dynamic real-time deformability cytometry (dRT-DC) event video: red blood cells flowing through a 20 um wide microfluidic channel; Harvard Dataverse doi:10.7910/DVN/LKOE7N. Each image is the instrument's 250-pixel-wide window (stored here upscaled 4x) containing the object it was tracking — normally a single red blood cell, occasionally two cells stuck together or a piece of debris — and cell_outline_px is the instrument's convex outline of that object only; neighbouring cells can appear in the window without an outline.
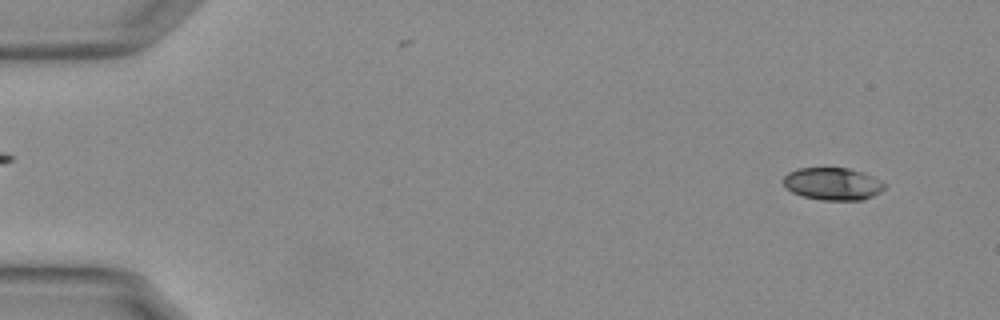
{"species": "Egyptian fruit bat (a non-hibernating species)", "species_latin": "Rousettus aegyptiacus", "temperature_condition": "warm", "stored_images_in_passage": 56, "segment_of_instrument_passage": [1, 2], "camera_frame_rate_fps": 3000, "um_per_image_px": 0.085, "animal": {"sex": "female"}, "frame": {"image": 1, "passage_image": 4, "time_ms": 1.0, "image_size_px": [1000, 320], "cell_outline_px": [[884, 188], [880, 192], [872, 196], [860, 200], [824, 200], [804, 196], [792, 192], [784, 184], [784, 176], [788, 172], [796, 168], [848, 168], [872, 176], [880, 180], [884, 184]], "centroid_in_image_um": [70.76, 15.62], "position_along_channel_um": 14.2, "area_um2": 18.84}}
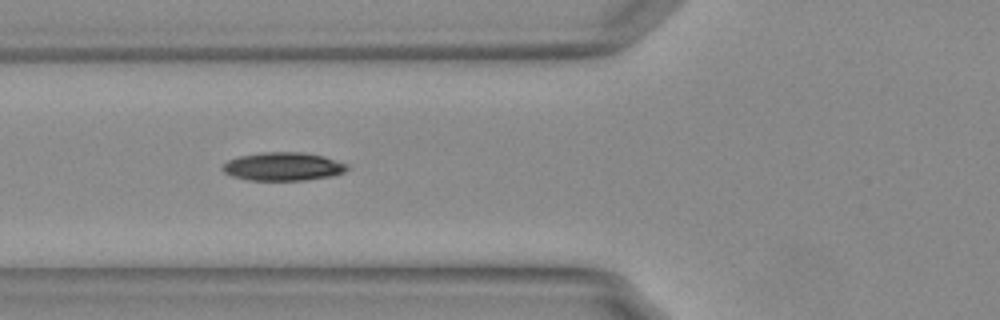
{"frame": {"image": 2, "passage_image": 21, "time_ms": 6.667, "image_size_px": [1000, 320], "cell_outline_px": [[348, 168], [344, 172], [332, 176], [304, 180], [248, 180], [232, 176], [224, 172], [220, 168], [228, 160], [240, 156], [260, 152], [300, 152], [324, 156], [348, 164]], "centroid_in_image_um": [24.05, 14.15], "position_along_channel_um": 101.7, "area_um2": 20.58}}
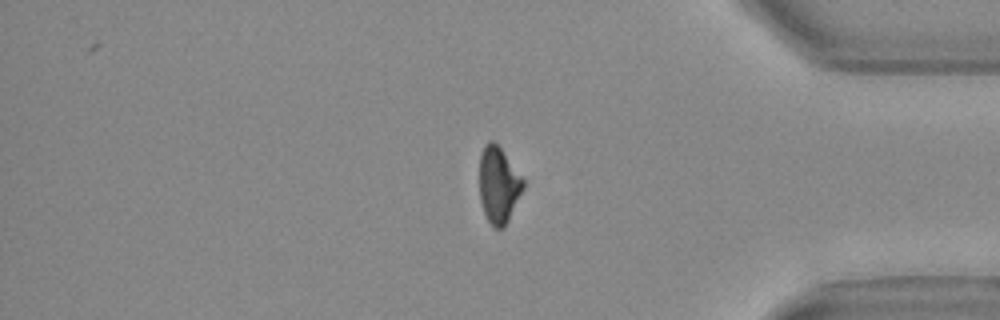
{"frame": {"image": 3, "passage_image": 46, "time_ms": 15.0, "image_size_px": [1000, 320], "cell_outline_px": [[524, 188], [504, 228], [496, 228], [488, 220], [484, 212], [480, 200], [480, 152], [484, 144], [488, 140], [492, 140], [500, 148], [524, 180]], "centroid_in_image_um": [42.36, 15.71], "position_along_channel_um": 392.8, "area_um2": 19.19}}